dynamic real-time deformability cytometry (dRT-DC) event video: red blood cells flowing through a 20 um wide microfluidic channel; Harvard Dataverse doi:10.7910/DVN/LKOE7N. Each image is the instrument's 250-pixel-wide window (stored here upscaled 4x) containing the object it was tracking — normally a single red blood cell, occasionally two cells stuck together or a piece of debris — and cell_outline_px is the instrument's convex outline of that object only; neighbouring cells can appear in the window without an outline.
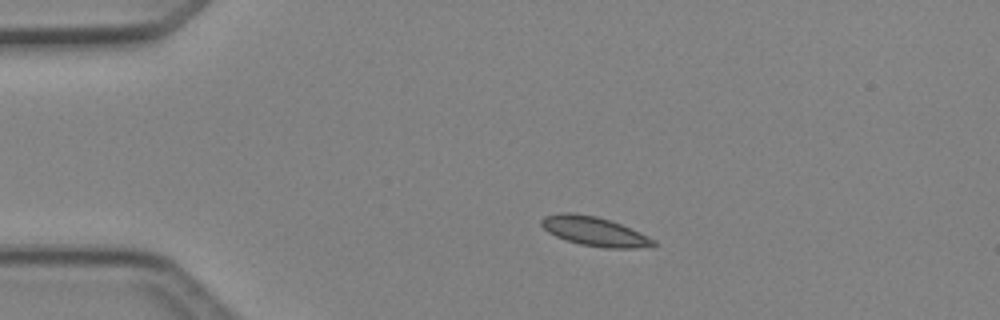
{"species": "Egyptian fruit bat (a non-hibernating species)", "species_latin": "Rousettus aegyptiacus", "temperature_condition": "cold", "stored_images_in_passage": 39, "camera_frame_rate_fps": 3000, "um_per_image_px": 0.085, "animal": {"sex": "female"}, "frame": {"image": 1, "passage_image": 1, "time_ms": 0.0, "image_size_px": [1000, 320], "cell_outline_px": [[656, 244], [652, 248], [604, 248], [580, 244], [556, 236], [548, 232], [540, 224], [540, 220], [544, 216], [560, 212], [572, 212], [596, 216], [620, 224], [640, 232], [656, 240]], "centroid_in_image_um": [50.55, 19.67], "position_along_channel_um": 34.5, "area_um2": 19.19}}
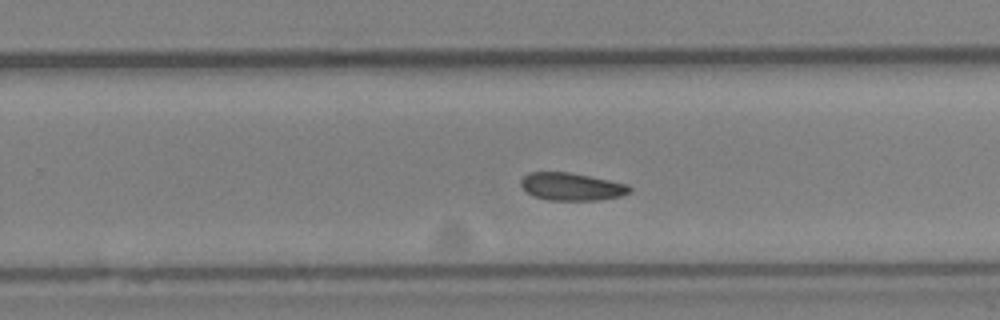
{"frame": {"image": 2, "passage_image": 22, "time_ms": 7.0, "image_size_px": [1000, 320], "cell_outline_px": [[632, 188], [628, 192], [620, 196], [596, 200], [548, 200], [536, 196], [528, 192], [520, 184], [520, 180], [528, 172], [568, 172], [628, 184]], "centroid_in_image_um": [48.57, 15.86], "position_along_channel_um": 281.2, "area_um2": 17.22}}
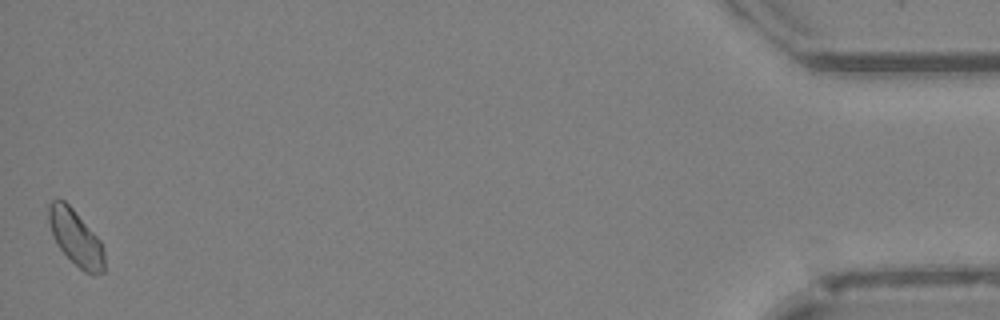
{"frame": {"image": 3, "passage_image": 39, "time_ms": 12.667, "image_size_px": [1000, 320], "cell_outline_px": [[104, 272], [84, 272], [60, 248], [52, 232], [48, 220], [48, 208], [52, 200], [64, 200], [72, 208], [100, 240], [104, 252]], "centroid_in_image_um": [6.44, 20.18], "position_along_channel_um": 428.8, "area_um2": 17.34}, "authors_computed_cell_mechanics": {"area_um2": 17.9758, "velocity_mm_per_s": 4.1854, "shape_relaxation_time_tau1_ms": 4.3323, "shape_relaxation_time_tau2_ms": null, "deformation_change_tau1": 0.0704, "deformation_change_tau2": null}}